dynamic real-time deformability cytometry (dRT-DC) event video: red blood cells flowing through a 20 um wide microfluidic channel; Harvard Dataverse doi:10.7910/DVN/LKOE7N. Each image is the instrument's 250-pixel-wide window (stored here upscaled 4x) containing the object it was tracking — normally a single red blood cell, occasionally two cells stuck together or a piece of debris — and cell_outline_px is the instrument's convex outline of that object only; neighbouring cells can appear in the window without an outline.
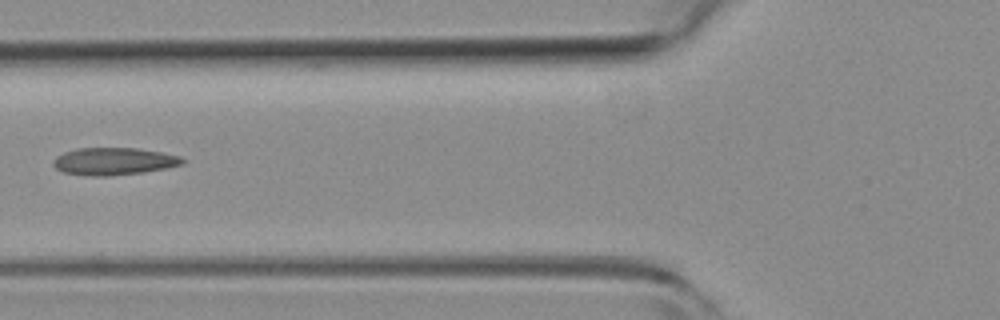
{"species": "common noctule bat (a hibernating species)", "species_latin": "Nyctalus noctula", "temperature_condition": "room temperature", "stored_images_in_passage": 7, "camera_frame_rate_fps": 3000, "um_per_image_px": 0.085, "animal": {"sex": "female", "body_mass_g": 19.3, "forearm_length_mm": 54.1}, "frame": {"image": 1, "passage_image": 5, "time_ms": 1.333, "image_size_px": [1000, 320], "cell_outline_px": [[184, 164], [168, 168], [144, 172], [108, 176], [92, 176], [64, 172], [56, 168], [52, 164], [52, 160], [56, 156], [64, 152], [76, 148], [136, 148], [160, 152], [180, 156], [184, 160]], "centroid_in_image_um": [9.67, 13.71], "position_along_channel_um": 116.1, "area_um2": 20.63}}
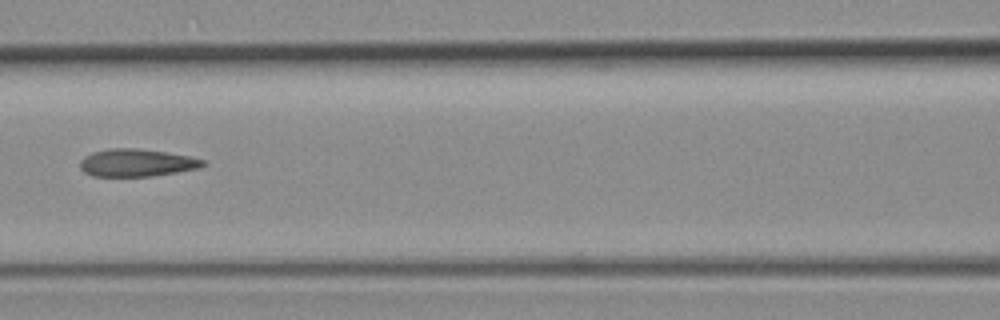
{"frame": {"image": 2, "passage_image": 6, "time_ms": 1.667, "image_size_px": [1000, 320], "cell_outline_px": [[208, 164], [200, 168], [152, 176], [92, 176], [84, 172], [80, 168], [80, 160], [84, 156], [92, 152], [112, 148], [136, 148], [192, 156], [208, 160]], "centroid_in_image_um": [11.66, 13.83], "position_along_channel_um": 154.9, "area_um2": 19.94}}
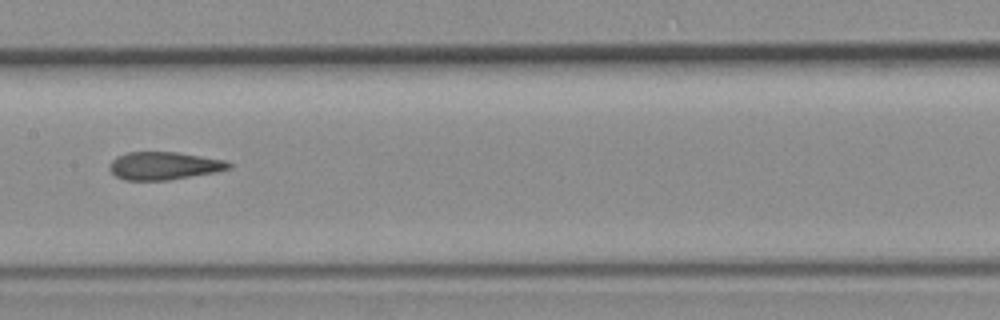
{"frame": {"image": 3, "passage_image": 7, "time_ms": 2.0, "image_size_px": [1000, 320], "cell_outline_px": [[232, 168], [216, 172], [168, 180], [124, 180], [116, 176], [108, 168], [108, 164], [116, 156], [128, 152], [176, 152], [224, 160], [232, 164]], "centroid_in_image_um": [13.91, 14.09], "position_along_channel_um": 193.5, "area_um2": 19.36}}